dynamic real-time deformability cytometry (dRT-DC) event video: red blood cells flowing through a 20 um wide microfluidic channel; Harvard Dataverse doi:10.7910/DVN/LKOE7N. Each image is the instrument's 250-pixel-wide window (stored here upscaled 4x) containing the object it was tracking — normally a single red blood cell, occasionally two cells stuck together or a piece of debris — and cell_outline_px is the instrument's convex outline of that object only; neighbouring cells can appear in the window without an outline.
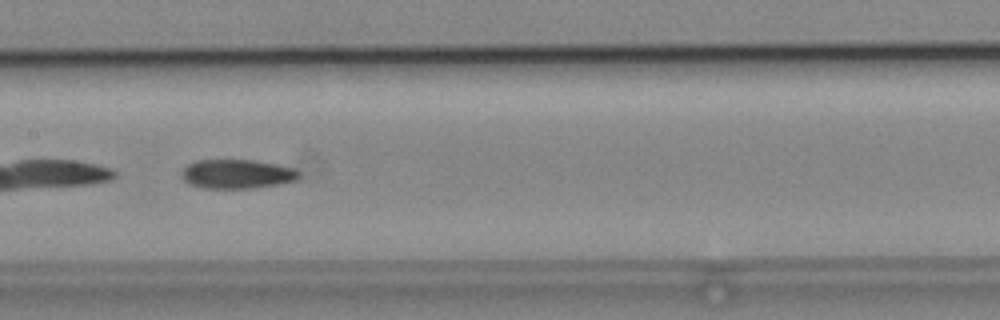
{"species": "common noctule bat (a hibernating species)", "species_latin": "Nyctalus noctula", "temperature_condition": "cold", "stored_images_in_passage": 50, "camera_frame_rate_fps": 3000, "um_per_image_px": 0.085, "animal": {"sex": "male", "body_mass_g": 19.2, "forearm_length_mm": 51.8}, "frame": {"image": 1, "passage_image": 25, "time_ms": 8.0, "image_size_px": [1000, 320], "cell_outline_px": [[300, 176], [296, 180], [280, 184], [256, 188], [204, 188], [188, 184], [180, 176], [180, 172], [188, 164], [196, 160], [252, 160], [276, 164], [292, 168], [300, 172]], "centroid_in_image_um": [20.12, 14.79], "position_along_channel_um": 187.3, "area_um2": 20.06}}
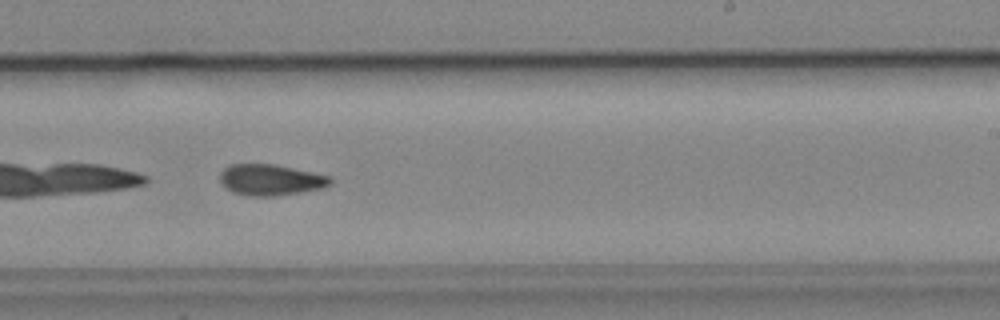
{"frame": {"image": 2, "passage_image": 31, "time_ms": 10.0, "image_size_px": [1000, 320], "cell_outline_px": [[332, 180], [328, 184], [320, 188], [300, 192], [272, 196], [248, 196], [232, 192], [220, 180], [220, 172], [224, 168], [232, 164], [276, 164], [328, 176]], "centroid_in_image_um": [22.95, 15.28], "position_along_channel_um": 266.1, "area_um2": 19.59}, "authors_computed_cell_mechanics": {"area_um2": 20.3456, "velocity_mm_per_s": 3.9556, "shape_relaxation_time_tau1_ms": 10.3003, "shape_relaxation_time_tau2_ms": null, "deformation_change_tau1": 0.195, "deformation_change_tau2": null}}